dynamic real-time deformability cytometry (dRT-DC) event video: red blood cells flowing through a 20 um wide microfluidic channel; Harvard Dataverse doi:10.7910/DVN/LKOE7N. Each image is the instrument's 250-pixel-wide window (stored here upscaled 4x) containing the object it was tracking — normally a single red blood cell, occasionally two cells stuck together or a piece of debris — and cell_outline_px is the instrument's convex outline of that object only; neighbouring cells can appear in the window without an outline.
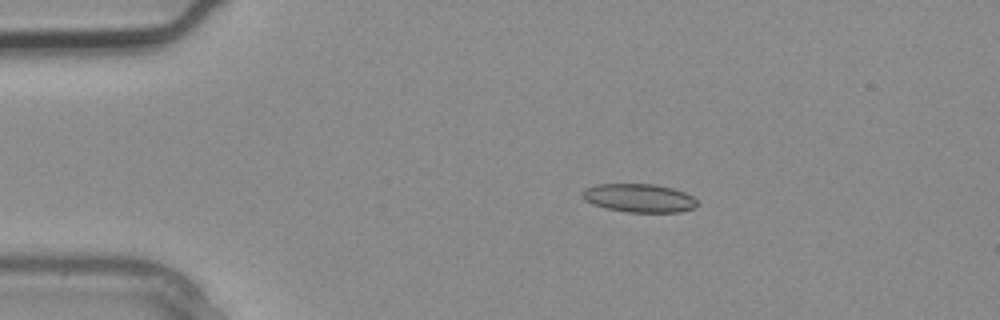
{"species": "common noctule bat (a hibernating species)", "species_latin": "Nyctalus noctula", "temperature_condition": "warm", "stored_images_in_passage": 3, "camera_frame_rate_fps": 3000, "um_per_image_px": 0.085, "animal": {"sex": "male", "body_mass_g": 20.4}, "frame": {"image": 1, "passage_image": 2, "time_ms": 0.333, "image_size_px": [1000, 320], "cell_outline_px": [[696, 204], [692, 208], [680, 212], [628, 212], [608, 208], [592, 204], [584, 200], [580, 196], [580, 192], [584, 188], [596, 184], [656, 184], [672, 188], [684, 192], [692, 196], [696, 200]], "centroid_in_image_um": [54.26, 16.82], "position_along_channel_um": 30.7, "area_um2": 19.07}}